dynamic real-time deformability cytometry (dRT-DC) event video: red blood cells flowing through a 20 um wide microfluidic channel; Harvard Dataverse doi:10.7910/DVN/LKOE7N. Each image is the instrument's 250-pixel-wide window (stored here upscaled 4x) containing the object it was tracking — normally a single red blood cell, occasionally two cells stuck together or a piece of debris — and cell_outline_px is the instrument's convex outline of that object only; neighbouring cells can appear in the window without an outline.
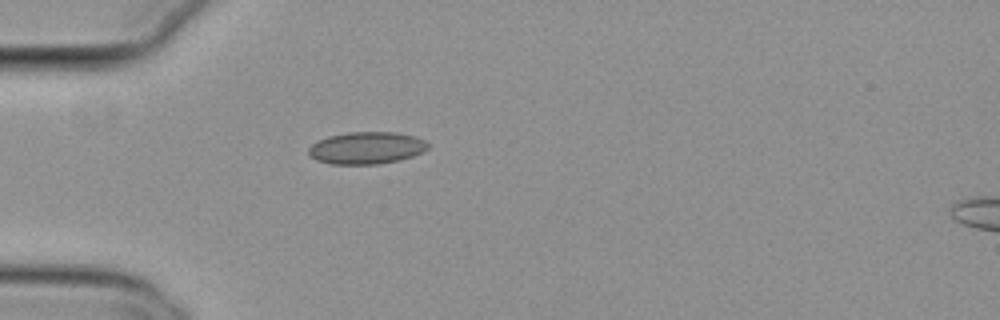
{"species": "common noctule bat (a hibernating species)", "species_latin": "Nyctalus noctula", "temperature_condition": "cold", "stored_images_in_passage": 39, "camera_frame_rate_fps": 3000, "um_per_image_px": 0.085, "animal": {"sex": "female", "body_mass_g": 29.2, "forearm_length_mm": 56.3}, "frame": {"image": 1, "passage_image": 1, "time_ms": 0.0, "image_size_px": [1000, 320], "cell_outline_px": [[428, 148], [412, 156], [400, 160], [376, 164], [328, 164], [316, 160], [308, 152], [308, 148], [312, 144], [328, 136], [348, 132], [396, 132], [412, 136], [424, 140], [428, 144]], "centroid_in_image_um": [31.12, 12.57], "position_along_channel_um": 53.9, "area_um2": 22.2}}
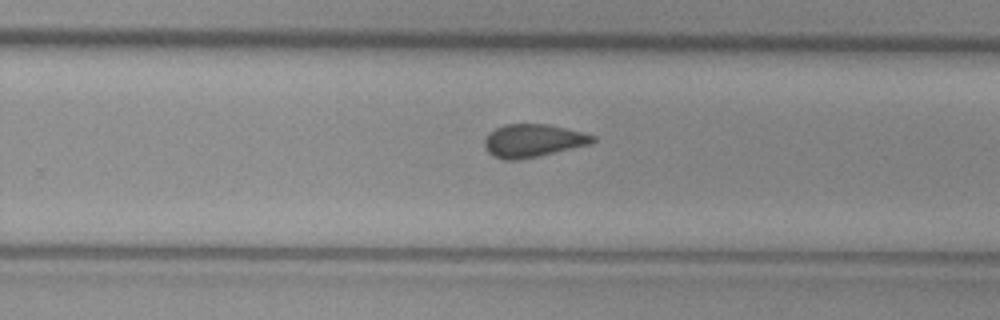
{"frame": {"image": 2, "passage_image": 20, "time_ms": 6.333, "image_size_px": [1000, 320], "cell_outline_px": [[596, 140], [592, 144], [540, 156], [520, 160], [504, 160], [492, 156], [484, 148], [484, 140], [488, 132], [504, 124], [548, 124], [596, 136]], "centroid_in_image_um": [45.28, 11.97], "position_along_channel_um": 284.5, "area_um2": 21.04}}
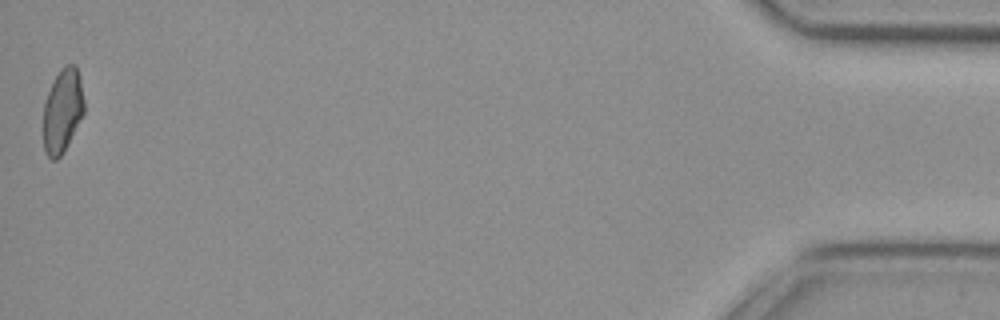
{"frame": {"image": 3, "passage_image": 39, "time_ms": 12.667, "image_size_px": [1000, 320], "cell_outline_px": [[84, 112], [64, 152], [56, 160], [52, 160], [48, 156], [44, 148], [44, 104], [48, 92], [60, 68], [64, 64], [76, 64], [80, 80], [84, 100]], "centroid_in_image_um": [5.32, 9.39], "position_along_channel_um": 429.9, "area_um2": 19.77}, "authors_computed_cell_mechanics": {"area_um2": 21.0392, "velocity_mm_per_s": 3.8056, "shape_relaxation_time_tau1_ms": null, "shape_relaxation_time_tau2_ms": 1.9575, "deformation_change_tau1": null, "deformation_change_tau2": 0.0727}}